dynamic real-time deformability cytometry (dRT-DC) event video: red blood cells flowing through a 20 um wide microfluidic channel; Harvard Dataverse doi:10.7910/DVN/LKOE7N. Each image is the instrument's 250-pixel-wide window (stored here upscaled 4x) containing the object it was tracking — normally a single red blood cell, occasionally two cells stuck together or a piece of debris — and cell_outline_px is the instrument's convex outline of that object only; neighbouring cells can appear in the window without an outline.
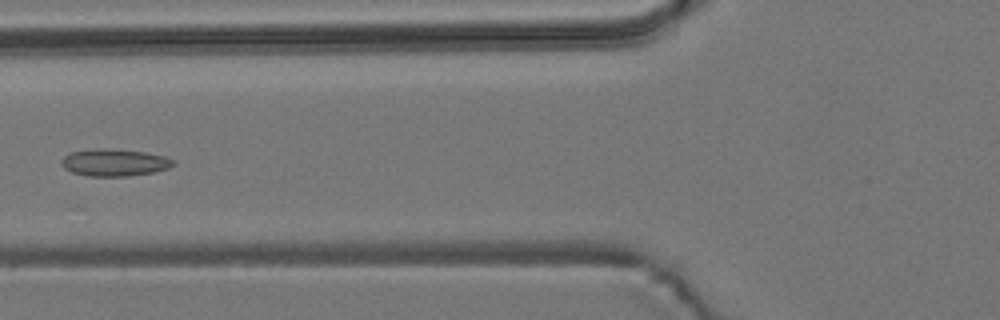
{"species": "common noctule bat (a hibernating species)", "species_latin": "Nyctalus noctula", "temperature_condition": "room temperature", "stored_images_in_passage": 6, "camera_frame_rate_fps": 3000, "um_per_image_px": 0.085, "animal": {"sex": "male", "body_mass_g": 19.2, "forearm_length_mm": 51.8}, "frame": {"image": 1, "passage_image": 6, "time_ms": 6.667, "image_size_px": [1000, 320], "cell_outline_px": [[176, 164], [168, 168], [152, 172], [128, 176], [88, 176], [72, 172], [64, 168], [60, 164], [60, 160], [64, 156], [72, 152], [96, 148], [104, 148], [144, 152], [164, 156], [176, 160]], "centroid_in_image_um": [9.72, 13.81], "position_along_channel_um": 116.1, "area_um2": 17.69}}